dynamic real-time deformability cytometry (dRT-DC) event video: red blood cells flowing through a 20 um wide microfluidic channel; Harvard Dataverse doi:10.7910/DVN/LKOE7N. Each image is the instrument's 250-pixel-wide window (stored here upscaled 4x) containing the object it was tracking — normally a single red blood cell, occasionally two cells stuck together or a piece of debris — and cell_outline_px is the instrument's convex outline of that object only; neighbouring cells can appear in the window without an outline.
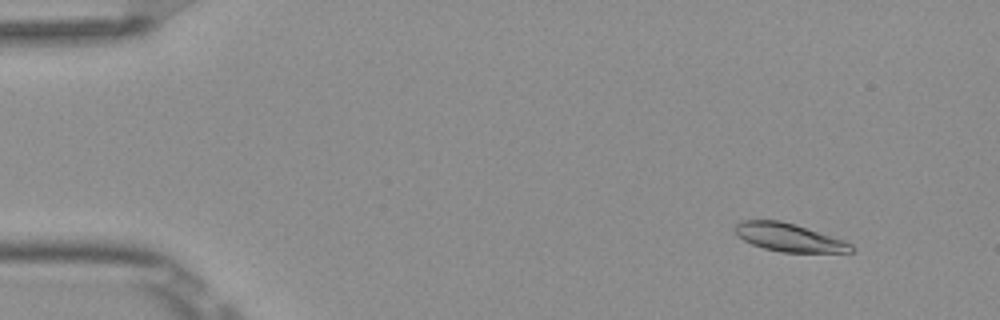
{"species": "Egyptian fruit bat (a non-hibernating species)", "species_latin": "Rousettus aegyptiacus", "temperature_condition": "room temperature", "stored_images_in_passage": 50, "camera_frame_rate_fps": 3000, "um_per_image_px": 0.085, "frame": {"image": 1, "passage_image": 3, "time_ms": 0.667, "image_size_px": [1000, 320], "cell_outline_px": [[856, 248], [852, 252], [780, 252], [764, 248], [752, 244], [744, 240], [732, 228], [740, 220], [780, 220], [844, 240], [852, 244]], "centroid_in_image_um": [67.06, 20.18], "position_along_channel_um": 17.9, "area_um2": 18.84}}
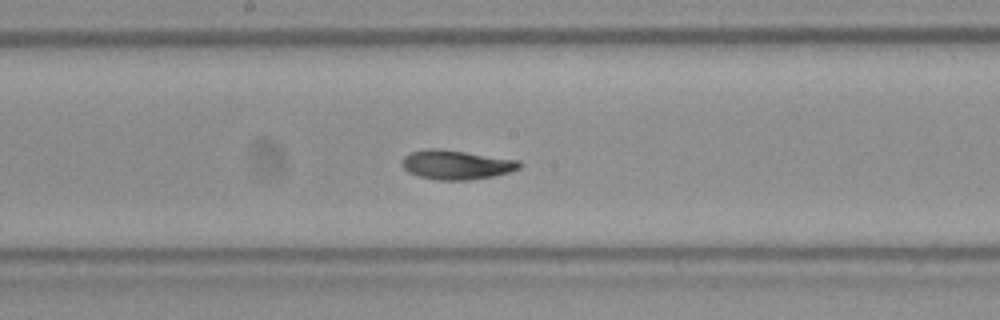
{"frame": {"image": 2, "passage_image": 26, "time_ms": 8.333, "image_size_px": [1000, 320], "cell_outline_px": [[524, 164], [520, 168], [508, 172], [492, 176], [468, 180], [436, 180], [420, 176], [408, 172], [400, 164], [404, 156], [408, 152], [428, 148], [440, 148], [520, 160]], "centroid_in_image_um": [38.77, 13.99], "position_along_channel_um": 209.4, "area_um2": 20.23}}
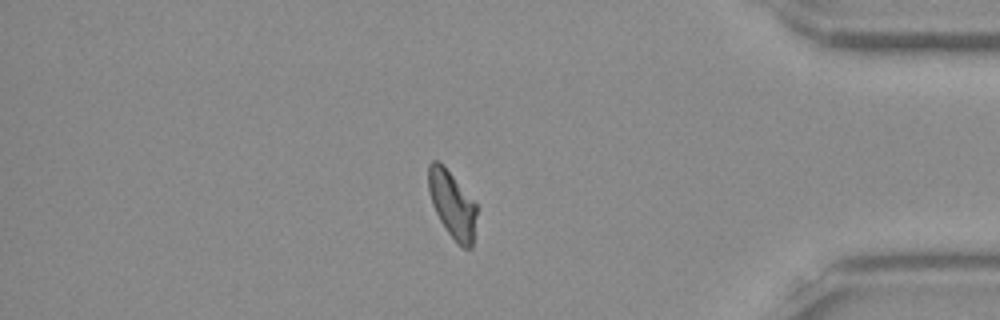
{"frame": {"image": 3, "passage_image": 43, "time_ms": 14.0, "image_size_px": [1000, 320], "cell_outline_px": [[476, 212], [472, 248], [464, 248], [448, 232], [440, 220], [432, 204], [428, 188], [428, 164], [432, 160], [440, 160], [476, 204]], "centroid_in_image_um": [38.41, 17.32], "position_along_channel_um": 396.8, "area_um2": 18.44}, "authors_computed_cell_mechanics": {"area_um2": 19.4786, "velocity_mm_per_s": 3.8475, "shape_relaxation_time_tau1_ms": 3.4517, "shape_relaxation_time_tau2_ms": 2.3006, "deformation_change_tau1": 0.1309, "deformation_change_tau2": 0.0602}}